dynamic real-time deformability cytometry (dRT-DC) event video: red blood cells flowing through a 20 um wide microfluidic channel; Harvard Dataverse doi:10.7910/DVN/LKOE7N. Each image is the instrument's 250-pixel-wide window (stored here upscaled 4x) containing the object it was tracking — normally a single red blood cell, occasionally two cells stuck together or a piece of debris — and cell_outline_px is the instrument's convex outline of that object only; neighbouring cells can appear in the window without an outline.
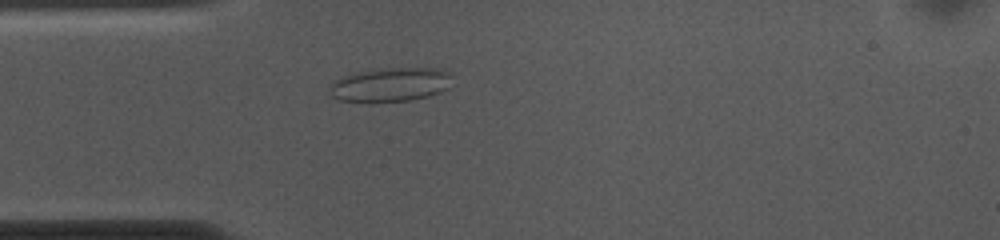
{"species": "common noctule bat (a hibernating species)", "species_latin": "Nyctalus noctula", "temperature_condition": "cold", "stored_images_in_passage": 52, "camera_frame_rate_fps": 3000, "um_per_image_px": 0.085, "animal": {"sex": "female", "body_mass_g": 10.0, "forearm_length_mm": 53.1}, "frame": {"image": 1, "passage_image": 13, "time_ms": 4.0, "image_size_px": [1000, 240], "cell_outline_px": [[448, 88], [440, 92], [428, 96], [412, 100], [372, 104], [368, 104], [340, 100], [332, 96], [328, 92], [328, 88], [332, 80], [356, 72], [376, 68], [436, 68], [448, 72]], "centroid_in_image_um": [33.06, 7.23], "position_along_channel_um": 51.9, "area_um2": 24.91}}
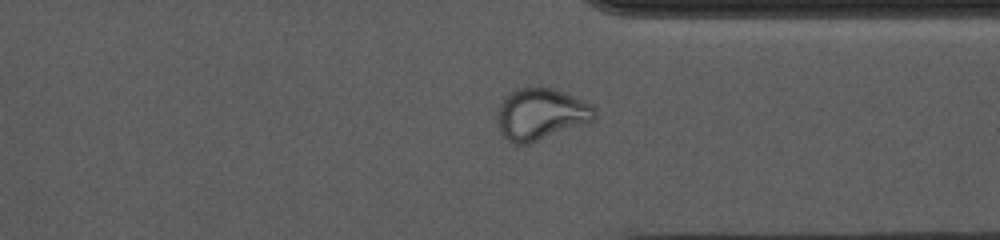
{"frame": {"image": 2, "passage_image": 39, "time_ms": 12.667, "image_size_px": [1000, 240], "cell_outline_px": [[596, 116], [592, 120], [528, 144], [516, 144], [508, 140], [500, 132], [496, 120], [496, 116], [500, 104], [508, 92], [516, 88], [540, 84], [552, 88], [592, 104], [596, 108]], "centroid_in_image_um": [45.92, 9.65], "position_along_channel_um": 365.5, "area_um2": 29.42}}
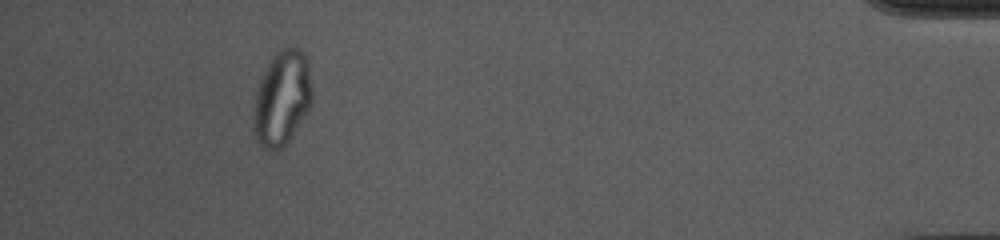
{"frame": {"image": 3, "passage_image": 48, "time_ms": 15.667, "image_size_px": [1000, 240], "cell_outline_px": [[312, 104], [292, 136], [280, 148], [264, 148], [256, 140], [252, 128], [252, 108], [256, 88], [272, 56], [284, 44], [300, 48], [304, 52], [308, 60], [312, 88]], "centroid_in_image_um": [23.96, 8.28], "position_along_channel_um": 411.2, "area_um2": 32.95}, "authors_computed_cell_mechanics": {"area_um2": 26.8481, "velocity_mm_per_s": 3.697, "shape_relaxation_time_tau1_ms": null, "shape_relaxation_time_tau2_ms": 1.0506, "deformation_change_tau1": null, "deformation_change_tau2": 0.0716}}